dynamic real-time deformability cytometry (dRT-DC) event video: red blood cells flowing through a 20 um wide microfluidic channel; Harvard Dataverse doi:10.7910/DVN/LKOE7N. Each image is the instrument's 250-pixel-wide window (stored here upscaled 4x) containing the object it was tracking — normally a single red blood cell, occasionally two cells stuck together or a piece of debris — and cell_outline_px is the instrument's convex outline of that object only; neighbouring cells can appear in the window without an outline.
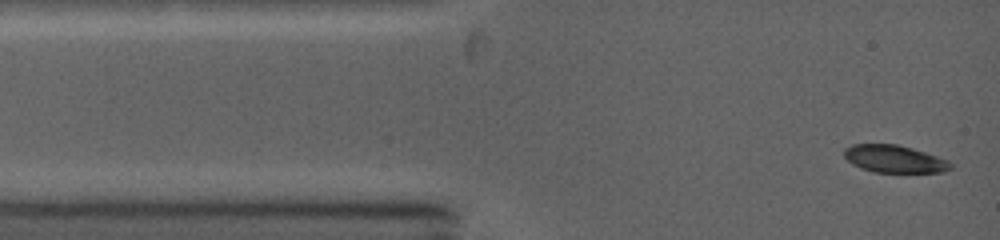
{"species": "common noctule bat (a hibernating species)", "species_latin": "Nyctalus noctula", "temperature_condition": "warm", "stored_images_in_passage": 24, "camera_frame_rate_fps": 5000, "um_per_image_px": 0.085, "animal": {"sex": "female", "body_mass_g": 19.0, "forearm_length_mm": 53.3}, "frame": {"image": 1, "passage_image": 1, "time_ms": 0.0, "image_size_px": [1000, 240], "cell_outline_px": [[952, 168], [944, 172], [876, 172], [860, 168], [852, 164], [844, 156], [844, 148], [852, 144], [896, 144], [912, 148], [948, 160], [952, 164]], "centroid_in_image_um": [76.01, 13.51], "position_along_channel_um": 9.0, "area_um2": 16.99}}
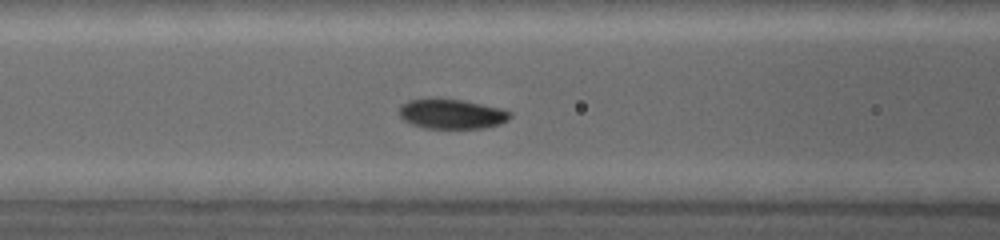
{"frame": {"image": 2, "passage_image": 13, "time_ms": 4.0, "image_size_px": [1000, 240], "cell_outline_px": [[512, 116], [508, 120], [500, 124], [484, 128], [424, 128], [412, 124], [404, 120], [396, 112], [400, 104], [408, 100], [432, 96], [436, 96], [464, 100], [500, 108], [512, 112]], "centroid_in_image_um": [38.33, 9.64], "position_along_channel_um": 128.3, "area_um2": 20.0}}
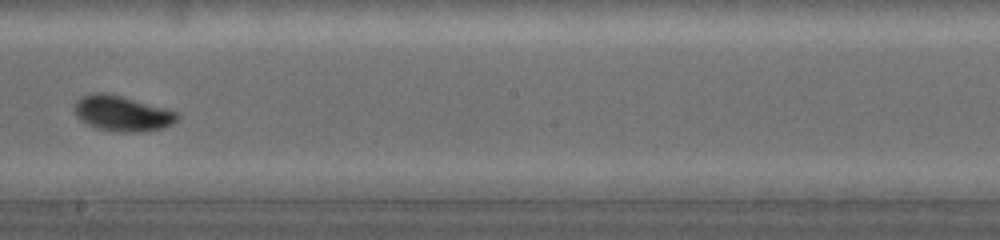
{"frame": {"image": 3, "passage_image": 23, "time_ms": 6.6, "image_size_px": [1000, 240], "cell_outline_px": [[180, 116], [172, 124], [164, 128], [140, 132], [120, 132], [96, 128], [80, 120], [76, 116], [72, 108], [72, 104], [76, 100], [92, 92], [104, 92], [120, 96], [176, 112]], "centroid_in_image_um": [10.31, 9.65], "position_along_channel_um": 237.9, "area_um2": 21.1}}